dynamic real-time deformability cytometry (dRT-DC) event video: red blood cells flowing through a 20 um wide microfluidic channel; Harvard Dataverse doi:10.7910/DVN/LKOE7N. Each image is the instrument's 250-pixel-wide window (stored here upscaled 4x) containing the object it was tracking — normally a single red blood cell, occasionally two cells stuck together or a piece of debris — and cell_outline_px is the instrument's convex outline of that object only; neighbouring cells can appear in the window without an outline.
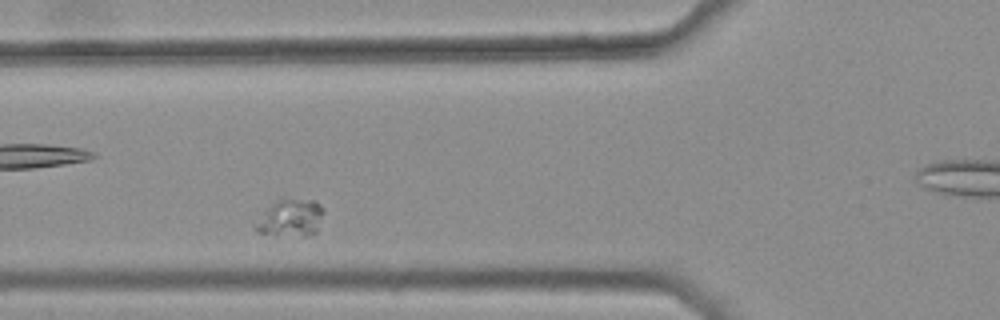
{"species": "common noctule bat (a hibernating species)", "species_latin": "Nyctalus noctula", "temperature_condition": "warm", "stored_images_in_passage": 38, "camera_frame_rate_fps": 3000, "um_per_image_px": 0.085, "animal": {"sex": "female", "body_mass_g": 25.1}, "frame": {"image": 1, "passage_image": 12, "time_ms": 3.667, "image_size_px": [1000, 320], "cell_outline_px": [[324, 212], [316, 232], [312, 236], [300, 236], [256, 232], [252, 228], [252, 224], [276, 200], [312, 200], [320, 204], [324, 208]], "centroid_in_image_um": [24.7, 18.55], "position_along_channel_um": 101.1, "area_um2": 14.68}}
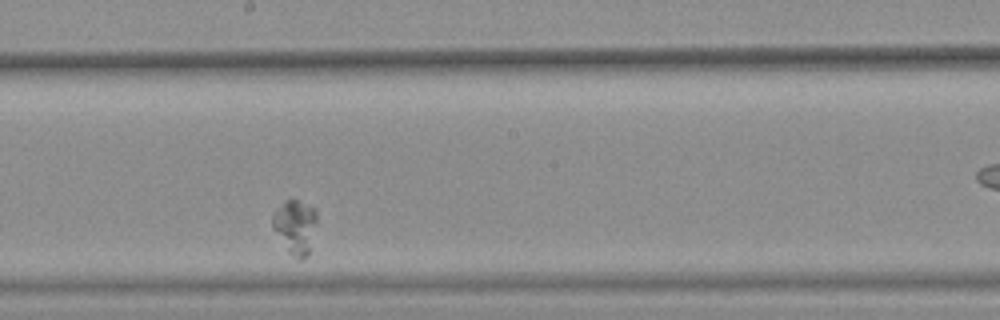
{"frame": {"image": 2, "passage_image": 23, "time_ms": 7.333, "image_size_px": [1000, 320], "cell_outline_px": [[316, 220], [308, 252], [304, 260], [296, 260], [288, 252], [272, 228], [272, 212], [284, 200], [296, 200], [316, 208]], "centroid_in_image_um": [25.05, 19.27], "position_along_channel_um": 223.2, "area_um2": 13.93}}
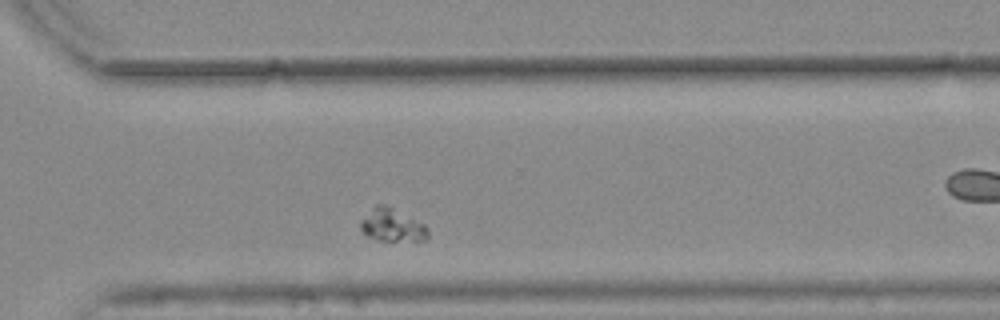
{"frame": {"image": 3, "passage_image": 33, "time_ms": 10.667, "image_size_px": [1000, 320], "cell_outline_px": [[428, 240], [380, 240], [368, 236], [360, 228], [360, 220], [376, 204], [384, 204], [424, 224], [428, 228]], "centroid_in_image_um": [33.33, 19.14], "position_along_channel_um": 337.3, "area_um2": 12.6}}